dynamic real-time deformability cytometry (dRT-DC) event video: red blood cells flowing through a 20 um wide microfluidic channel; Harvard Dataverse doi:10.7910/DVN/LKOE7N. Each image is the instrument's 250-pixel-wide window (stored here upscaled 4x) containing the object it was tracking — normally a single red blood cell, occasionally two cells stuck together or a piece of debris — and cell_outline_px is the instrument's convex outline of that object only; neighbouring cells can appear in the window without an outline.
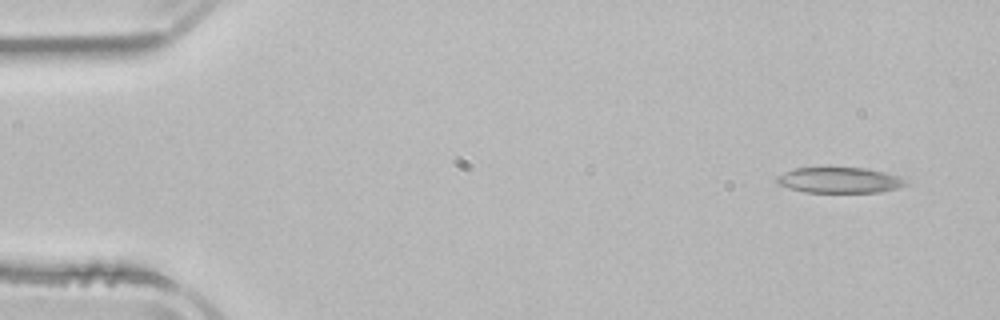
{"species": "common noctule bat (a hibernating species)", "species_latin": "Nyctalus noctula", "temperature_condition": "room temperature", "stored_images_in_passage": 4, "camera_frame_rate_fps": 3000, "um_per_image_px": 0.085, "animal": {"sex": "male", "body_mass_g": 21.5, "forearm_length_mm": 52.0}, "frame": {"image": 1, "passage_image": 1, "time_ms": 0.0, "image_size_px": [1000, 320], "cell_outline_px": [[912, 180], [908, 184], [896, 188], [880, 192], [804, 192], [788, 188], [776, 184], [776, 176], [792, 168], [864, 168], [884, 172]], "centroid_in_image_um": [71.36, 15.32], "position_along_channel_um": 13.6, "area_um2": 19.42}}